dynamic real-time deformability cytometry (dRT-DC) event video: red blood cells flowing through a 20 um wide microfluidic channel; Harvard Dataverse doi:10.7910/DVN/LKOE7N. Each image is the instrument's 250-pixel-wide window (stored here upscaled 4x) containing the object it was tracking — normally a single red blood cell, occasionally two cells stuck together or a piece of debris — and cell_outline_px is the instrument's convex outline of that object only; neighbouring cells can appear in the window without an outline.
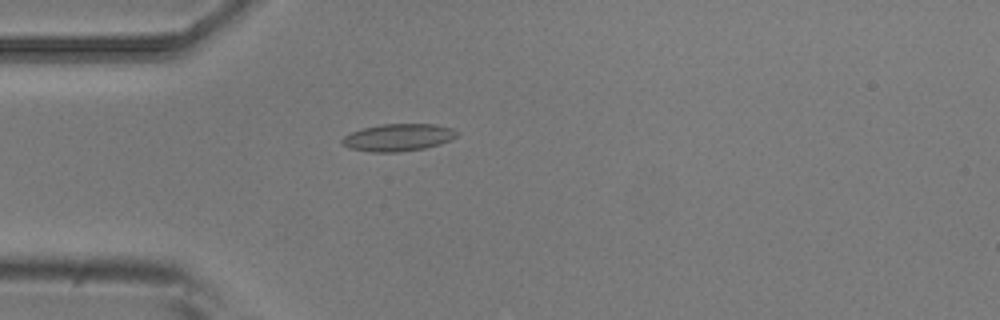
{"species": "common noctule bat (a hibernating species)", "species_latin": "Nyctalus noctula", "temperature_condition": "room temperature", "stored_images_in_passage": 4, "camera_frame_rate_fps": 3000, "um_per_image_px": 0.085, "animal": {"sex": "male", "body_mass_g": 20.5, "forearm_length_mm": 52.5}, "frame": {"image": 1, "passage_image": 4, "time_ms": 1.0, "image_size_px": [1000, 320], "cell_outline_px": [[460, 132], [456, 136], [440, 144], [424, 148], [400, 152], [372, 152], [348, 148], [340, 140], [344, 136], [360, 128], [380, 124], [436, 124], [452, 128]], "centroid_in_image_um": [33.83, 11.67], "position_along_channel_um": 51.2, "area_um2": 18.32}}